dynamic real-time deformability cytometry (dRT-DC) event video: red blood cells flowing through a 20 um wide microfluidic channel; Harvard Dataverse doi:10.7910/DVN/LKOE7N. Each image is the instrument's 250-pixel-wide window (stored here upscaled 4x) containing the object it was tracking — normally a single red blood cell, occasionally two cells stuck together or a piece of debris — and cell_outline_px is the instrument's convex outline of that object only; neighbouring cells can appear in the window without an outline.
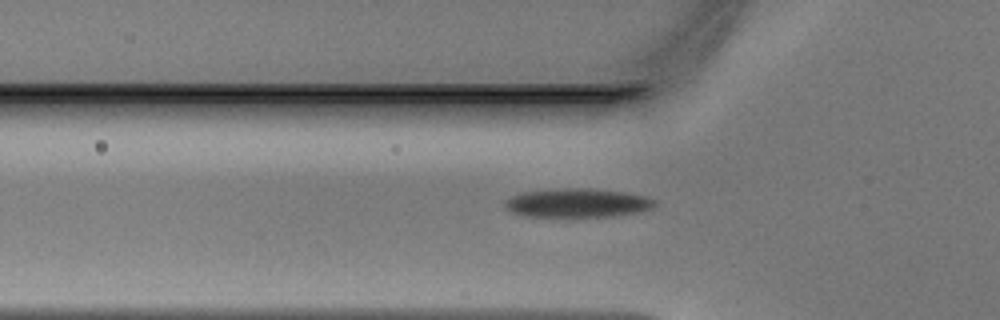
{"species": "Egyptian fruit bat (a non-hibernating species)", "species_latin": "Rousettus aegyptiacus", "temperature_condition": "warm", "stored_images_in_passage": 34, "camera_frame_rate_fps": 3000, "um_per_image_px": 0.085, "animal": {"sex": "male"}, "frame": {"image": 1, "passage_image": 6, "time_ms": 1.667, "image_size_px": [1000, 320], "cell_outline_px": [[656, 204], [652, 208], [636, 212], [604, 216], [524, 216], [512, 212], [504, 204], [504, 200], [512, 196], [524, 192], [620, 192], [644, 196], [656, 200]], "centroid_in_image_um": [49.07, 17.32], "position_along_channel_um": 76.7, "area_um2": 22.89}}
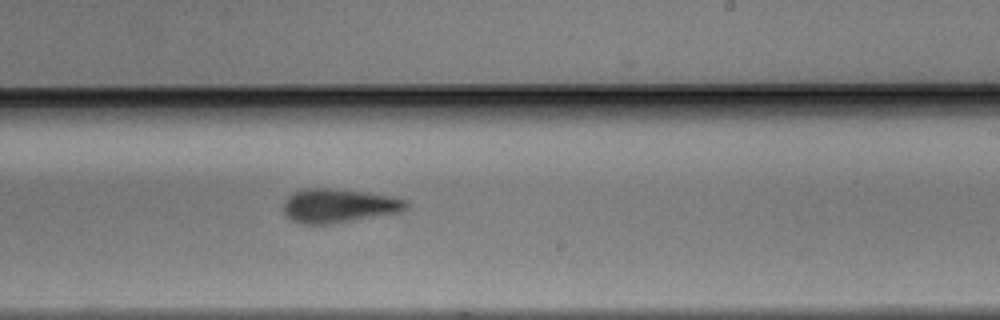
{"frame": {"image": 2, "passage_image": 19, "time_ms": 6.0, "image_size_px": [1000, 320], "cell_outline_px": [[412, 204], [404, 212], [332, 224], [300, 224], [292, 220], [284, 212], [284, 200], [288, 196], [296, 192], [308, 188], [328, 188], [364, 192], [388, 196], [408, 200]], "centroid_in_image_um": [28.86, 17.5], "position_along_channel_um": 260.1, "area_um2": 24.45}}
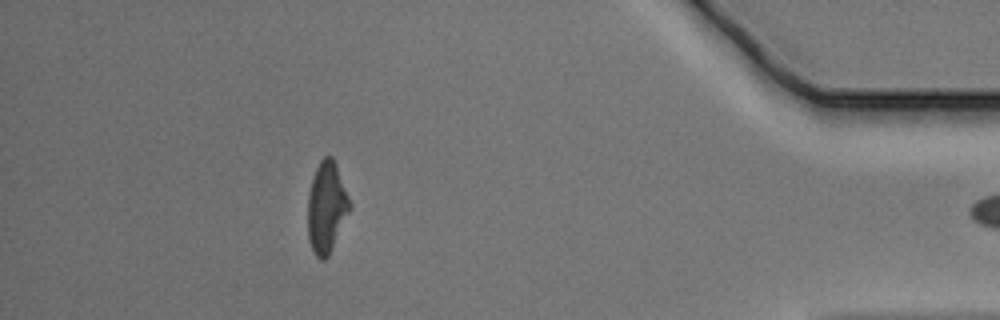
{"frame": {"image": 3, "passage_image": 33, "time_ms": 10.667, "image_size_px": [1000, 320], "cell_outline_px": [[352, 208], [328, 256], [324, 260], [320, 260], [316, 256], [312, 248], [308, 236], [308, 196], [312, 180], [316, 168], [320, 160], [324, 156], [332, 156], [336, 164], [352, 204]], "centroid_in_image_um": [27.78, 17.62], "position_along_channel_um": 407.4, "area_um2": 22.25}}